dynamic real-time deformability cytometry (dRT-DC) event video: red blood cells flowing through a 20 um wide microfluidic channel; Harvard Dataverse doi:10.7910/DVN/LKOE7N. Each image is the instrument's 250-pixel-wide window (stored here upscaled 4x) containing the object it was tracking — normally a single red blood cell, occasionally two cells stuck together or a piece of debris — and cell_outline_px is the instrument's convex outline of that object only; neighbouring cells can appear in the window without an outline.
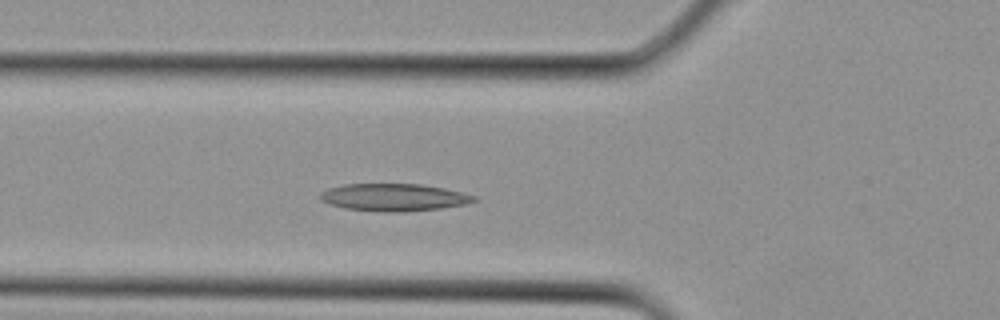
{"species": "Egyptian fruit bat (a non-hibernating species)", "species_latin": "Rousettus aegyptiacus", "temperature_condition": "cold", "stored_images_in_passage": 14, "camera_frame_rate_fps": 3000, "um_per_image_px": 0.085, "animal": {"sex": "female"}, "frame": {"image": 1, "passage_image": 8, "time_ms": 2.333, "image_size_px": [1000, 320], "cell_outline_px": [[476, 200], [464, 204], [440, 208], [396, 212], [384, 212], [344, 208], [328, 204], [320, 200], [320, 192], [328, 188], [344, 184], [420, 184], [444, 188], [464, 192], [476, 196]], "centroid_in_image_um": [33.44, 16.76], "position_along_channel_um": 92.4, "area_um2": 24.51}}
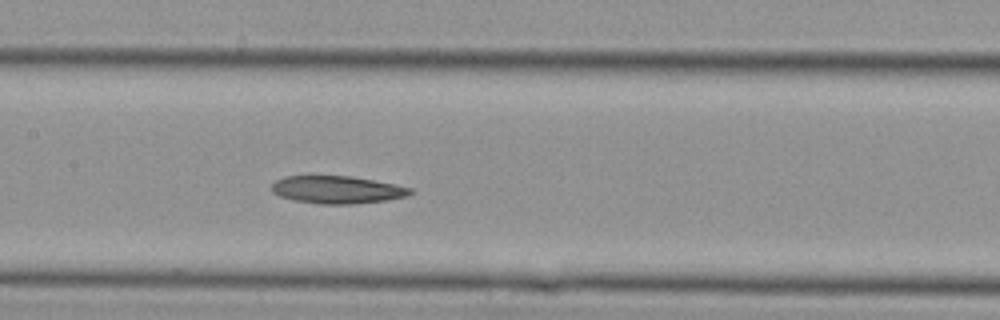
{"frame": {"image": 2, "passage_image": 12, "time_ms": 3.667, "image_size_px": [1000, 320], "cell_outline_px": [[416, 192], [408, 196], [384, 200], [352, 204], [320, 204], [292, 200], [280, 196], [272, 192], [272, 184], [276, 180], [284, 176], [352, 176], [396, 184], [412, 188]], "centroid_in_image_um": [28.68, 16.12], "position_along_channel_um": 178.7, "area_um2": 22.43}}
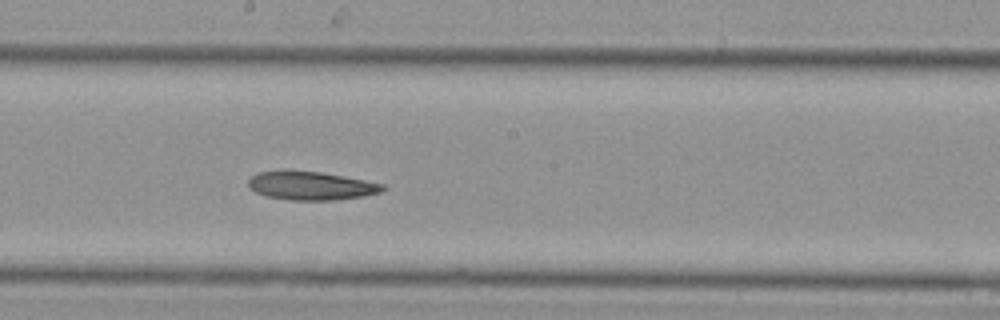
{"frame": {"image": 3, "passage_image": 14, "time_ms": 4.333, "image_size_px": [1000, 320], "cell_outline_px": [[384, 188], [380, 192], [364, 196], [336, 200], [292, 200], [264, 196], [248, 188], [248, 180], [256, 172], [284, 168], [320, 172], [364, 180], [384, 184]], "centroid_in_image_um": [26.34, 15.76], "position_along_channel_um": 221.9, "area_um2": 22.77}}